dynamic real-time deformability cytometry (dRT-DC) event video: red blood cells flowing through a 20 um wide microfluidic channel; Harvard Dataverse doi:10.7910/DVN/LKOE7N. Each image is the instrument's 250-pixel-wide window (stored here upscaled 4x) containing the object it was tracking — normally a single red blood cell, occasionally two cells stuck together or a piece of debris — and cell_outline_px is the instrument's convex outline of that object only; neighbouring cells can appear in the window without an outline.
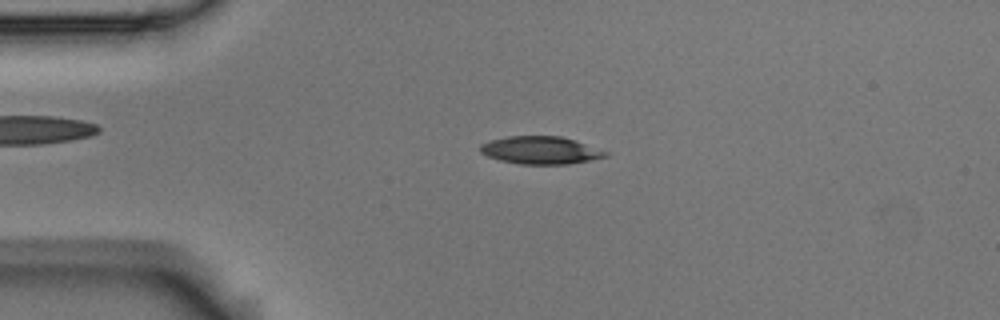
{"species": "Egyptian fruit bat (a non-hibernating species)", "species_latin": "Rousettus aegyptiacus", "temperature_condition": "room temperature", "stored_images_in_passage": 3, "camera_frame_rate_fps": 3000, "um_per_image_px": 0.085, "animal": {"sex": "male"}, "frame": {"image": 1, "passage_image": 2, "time_ms": 0.333, "image_size_px": [1000, 320], "cell_outline_px": [[612, 152], [608, 156], [568, 164], [520, 164], [500, 160], [488, 156], [480, 152], [480, 144], [492, 140], [508, 136], [560, 136]], "centroid_in_image_um": [45.97, 12.77], "position_along_channel_um": 39.0, "area_um2": 20.11}}